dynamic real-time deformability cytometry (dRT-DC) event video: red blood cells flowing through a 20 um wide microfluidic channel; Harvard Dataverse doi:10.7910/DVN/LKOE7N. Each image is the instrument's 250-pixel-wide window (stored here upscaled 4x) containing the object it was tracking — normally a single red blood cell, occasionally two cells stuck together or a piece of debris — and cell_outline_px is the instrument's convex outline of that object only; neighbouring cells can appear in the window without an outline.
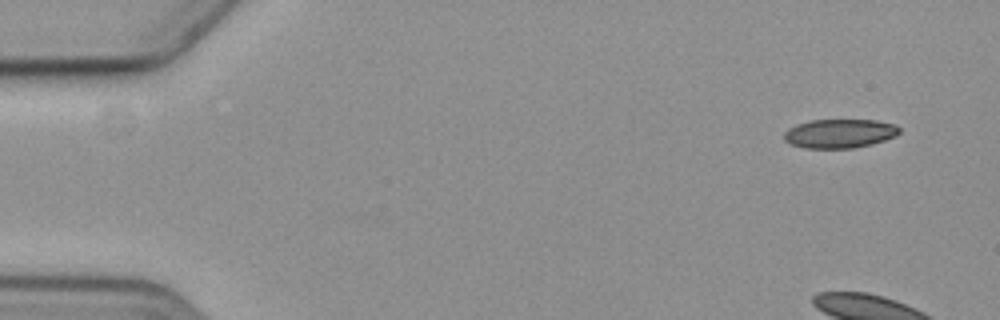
{"species": "common noctule bat (a hibernating species)", "species_latin": "Nyctalus noctula", "temperature_condition": "cold", "stored_images_in_passage": 5, "camera_frame_rate_fps": 3000, "um_per_image_px": 0.085, "animal": {"sex": "female", "body_mass_g": 19.3, "forearm_length_mm": 54.1}, "frame": {"image": 1, "passage_image": 1, "time_ms": 0.0, "image_size_px": [1000, 320], "cell_outline_px": [[900, 132], [896, 136], [872, 144], [852, 148], [804, 148], [788, 144], [784, 140], [784, 132], [788, 128], [796, 124], [812, 120], [876, 120], [896, 124], [900, 128]], "centroid_in_image_um": [71.35, 11.35], "position_along_channel_um": 13.6, "area_um2": 19.65}}